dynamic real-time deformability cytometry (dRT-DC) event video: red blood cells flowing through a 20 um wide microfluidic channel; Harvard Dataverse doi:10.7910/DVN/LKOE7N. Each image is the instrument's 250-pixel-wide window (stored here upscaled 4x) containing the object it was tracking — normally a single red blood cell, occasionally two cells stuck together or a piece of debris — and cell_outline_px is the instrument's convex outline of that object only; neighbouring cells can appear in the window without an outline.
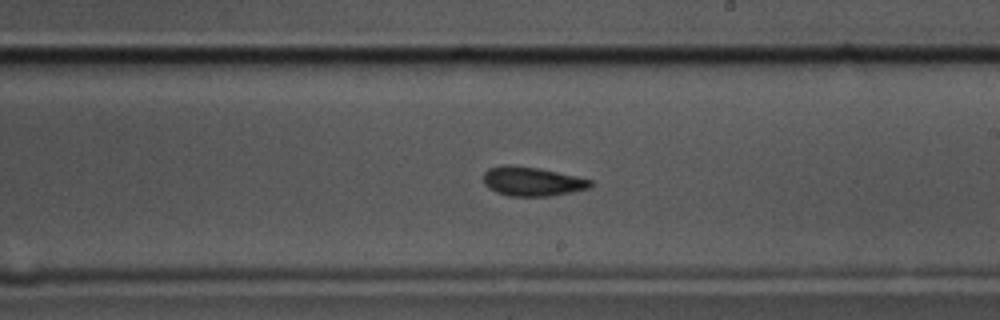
{"species": "common noctule bat (a hibernating species)", "species_latin": "Nyctalus noctula", "temperature_condition": "cold", "stored_images_in_passage": 40, "camera_frame_rate_fps": 3000, "um_per_image_px": 0.085, "animal": {"sex": "male", "body_mass_g": 17.5, "forearm_length_mm": 52.3}, "frame": {"image": 1, "passage_image": 16, "time_ms": 5.0, "image_size_px": [1000, 320], "cell_outline_px": [[592, 184], [588, 188], [572, 192], [552, 196], [508, 196], [496, 192], [488, 188], [484, 184], [484, 172], [488, 168], [504, 164], [540, 168], [592, 180]], "centroid_in_image_um": [45.19, 15.42], "position_along_channel_um": 243.8, "area_um2": 18.21}}
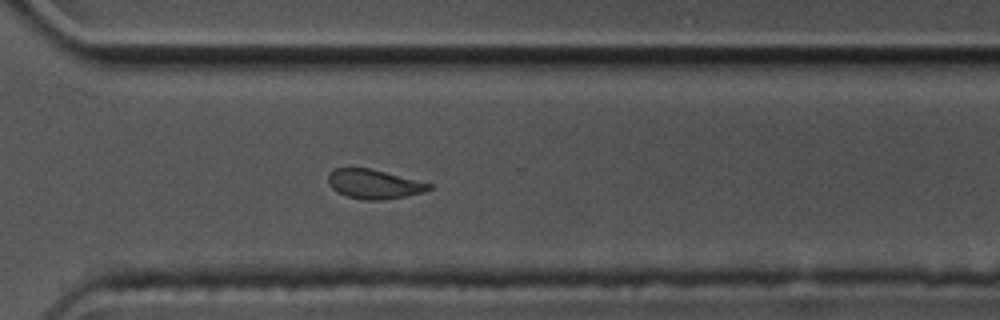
{"frame": {"image": 2, "passage_image": 24, "time_ms": 7.667, "image_size_px": [1000, 320], "cell_outline_px": [[432, 188], [424, 192], [404, 196], [380, 200], [364, 200], [348, 196], [336, 192], [328, 184], [328, 172], [336, 168], [368, 168], [432, 184]], "centroid_in_image_um": [31.74, 15.65], "position_along_channel_um": 338.9, "area_um2": 16.99}}
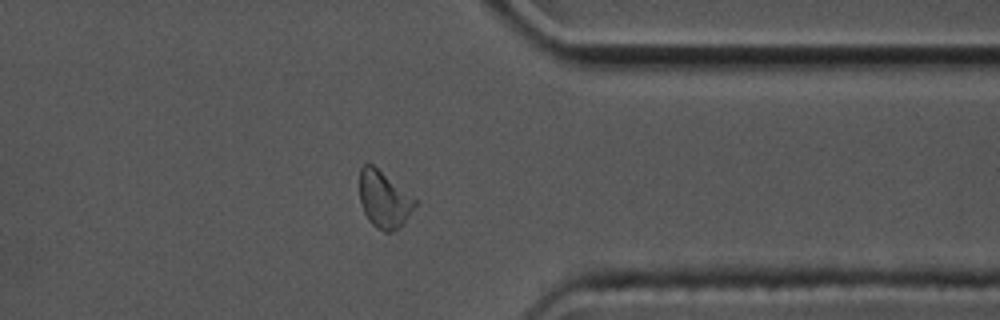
{"frame": {"image": 3, "passage_image": 28, "time_ms": 9.0, "image_size_px": [1000, 320], "cell_outline_px": [[416, 204], [400, 228], [392, 232], [384, 232], [376, 228], [368, 220], [364, 212], [360, 200], [360, 168], [364, 164], [372, 164], [412, 196], [416, 200]], "centroid_in_image_um": [32.62, 16.98], "position_along_channel_um": 378.8, "area_um2": 18.09}, "authors_computed_cell_mechanics": {"area_um2": 18.6116, "velocity_mm_per_s": 3.5639, "shape_relaxation_time_tau1_ms": 4.4205, "shape_relaxation_time_tau2_ms": 2.7764, "deformation_change_tau1": 0.1132, "deformation_change_tau2": 0.0839}}